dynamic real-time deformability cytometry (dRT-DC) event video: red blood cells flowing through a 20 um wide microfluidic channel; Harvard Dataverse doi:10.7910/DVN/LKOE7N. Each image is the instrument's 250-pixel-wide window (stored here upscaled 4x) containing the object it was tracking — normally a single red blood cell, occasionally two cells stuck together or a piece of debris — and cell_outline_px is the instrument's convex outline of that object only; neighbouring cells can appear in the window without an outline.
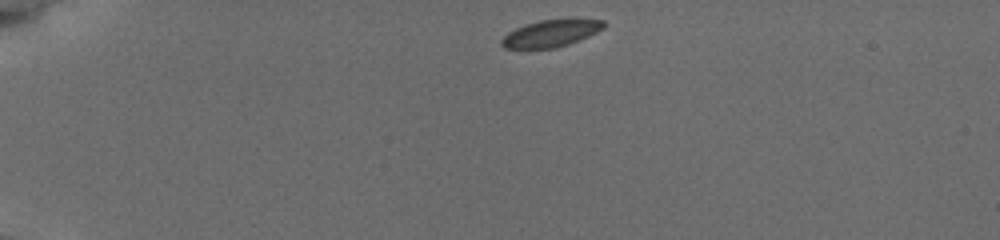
{"species": "common noctule bat (a hibernating species)", "species_latin": "Nyctalus noctula", "temperature_condition": "cold", "stored_images_in_passage": 40, "camera_frame_rate_fps": 3000, "um_per_image_px": 0.085, "animal": {"sex": "female", "body_mass_g": 19.5, "forearm_length_mm": 54.1}, "frame": {"image": 1, "passage_image": 1, "time_ms": 0.0, "image_size_px": [1000, 240], "cell_outline_px": [[604, 28], [588, 36], [568, 44], [552, 48], [504, 48], [500, 44], [500, 40], [508, 32], [524, 24], [540, 20], [572, 16], [576, 16], [604, 20]], "centroid_in_image_um": [46.87, 2.77], "position_along_channel_um": 38.1, "area_um2": 16.65}}
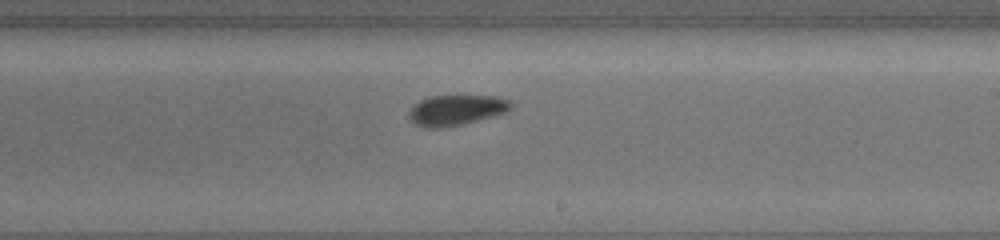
{"frame": {"image": 2, "passage_image": 24, "time_ms": 7.333, "image_size_px": [1000, 240], "cell_outline_px": [[512, 104], [504, 112], [476, 120], [460, 124], [440, 128], [428, 128], [416, 124], [408, 116], [408, 112], [420, 100], [432, 96], [460, 92], [500, 96], [508, 100]], "centroid_in_image_um": [38.78, 9.28], "position_along_channel_um": 250.2, "area_um2": 18.5}}
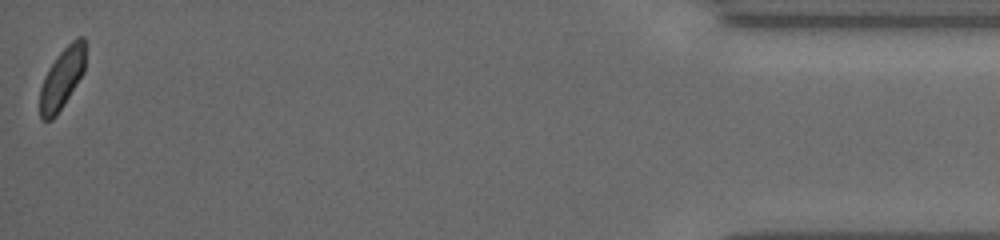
{"frame": {"image": 3, "passage_image": 40, "time_ms": 14.0, "image_size_px": [1000, 240], "cell_outline_px": [[84, 72], [64, 104], [56, 116], [52, 120], [40, 120], [40, 88], [44, 76], [48, 68], [56, 56], [76, 36], [84, 36]], "centroid_in_image_um": [5.25, 6.67], "position_along_channel_um": 430.0, "area_um2": 16.13}, "authors_computed_cell_mechanics": {"area_um2": 17.2244, "velocity_mm_per_s": 3.8043, "shape_relaxation_time_tau1_ms": 2.6324, "shape_relaxation_time_tau2_ms": 2.4798, "deformation_change_tau1": 0.0463, "deformation_change_tau2": 0.0615}}